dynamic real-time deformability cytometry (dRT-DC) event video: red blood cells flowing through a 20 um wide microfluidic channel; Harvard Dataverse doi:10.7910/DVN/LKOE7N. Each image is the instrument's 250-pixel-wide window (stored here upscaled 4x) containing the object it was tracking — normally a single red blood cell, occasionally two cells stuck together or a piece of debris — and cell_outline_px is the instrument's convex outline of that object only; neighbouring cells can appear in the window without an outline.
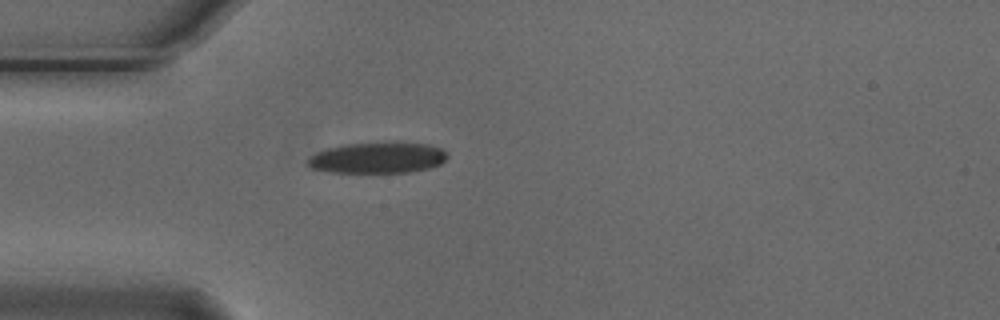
{"species": "Egyptian fruit bat (a non-hibernating species)", "species_latin": "Rousettus aegyptiacus", "temperature_condition": "cold", "stored_images_in_passage": 1, "camera_frame_rate_fps": 3000, "um_per_image_px": 0.085, "animal": {"sex": "male"}, "frame": {"image": 1, "passage_image": 1, "time_ms": 0.0, "image_size_px": [1000, 320], "cell_outline_px": [[448, 156], [440, 164], [432, 168], [408, 172], [328, 172], [312, 168], [308, 164], [308, 160], [316, 152], [328, 148], [344, 144], [400, 140], [428, 144], [440, 148]], "centroid_in_image_um": [32.14, 13.38], "position_along_channel_um": 52.9, "area_um2": 25.66}}